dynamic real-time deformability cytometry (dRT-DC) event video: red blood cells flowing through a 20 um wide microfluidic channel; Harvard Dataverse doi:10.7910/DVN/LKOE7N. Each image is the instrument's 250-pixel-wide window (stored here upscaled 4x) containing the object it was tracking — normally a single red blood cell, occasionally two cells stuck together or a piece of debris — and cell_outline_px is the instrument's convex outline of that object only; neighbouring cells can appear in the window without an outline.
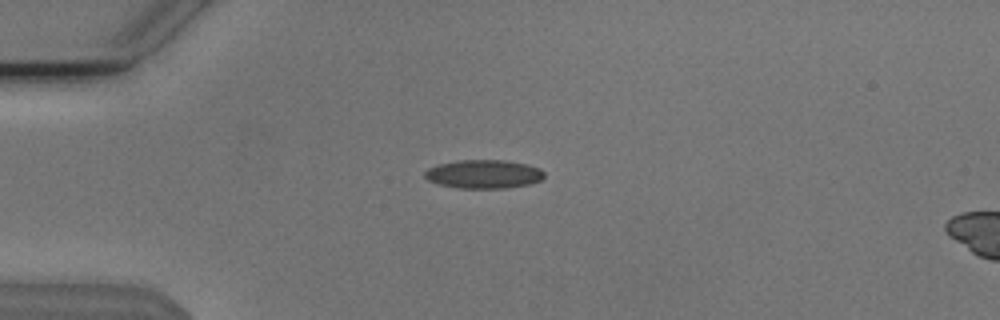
{"species": "Egyptian fruit bat (a non-hibernating species)", "species_latin": "Rousettus aegyptiacus", "temperature_condition": "cold", "stored_images_in_passage": 8, "camera_frame_rate_fps": 3000, "um_per_image_px": 0.085, "animal": {"sex": "male"}, "frame": {"image": 1, "passage_image": 4, "time_ms": 1.0, "image_size_px": [1000, 320], "cell_outline_px": [[544, 176], [540, 180], [528, 184], [504, 188], [460, 188], [440, 184], [428, 180], [424, 176], [424, 172], [428, 168], [440, 164], [456, 160], [508, 160], [528, 164], [540, 168], [544, 172]], "centroid_in_image_um": [41.12, 14.78], "position_along_channel_um": 43.9, "area_um2": 19.88}}
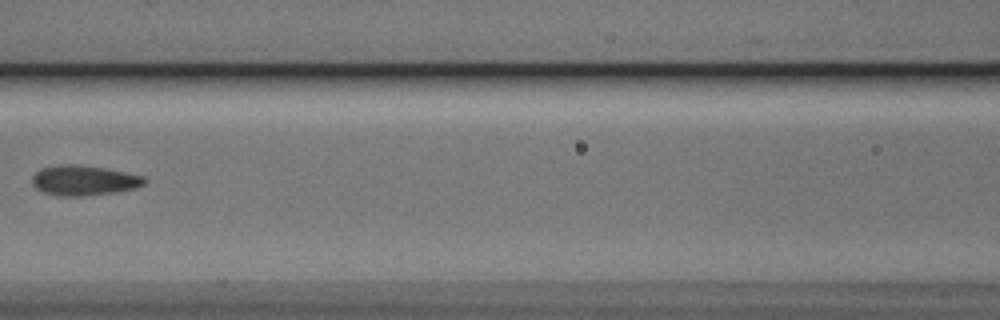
{"frame": {"image": 2, "passage_image": 7, "time_ms": 2.0, "image_size_px": [1000, 320], "cell_outline_px": [[144, 184], [136, 188], [116, 192], [84, 196], [56, 196], [40, 192], [32, 184], [32, 176], [40, 168], [60, 164], [76, 164], [104, 168], [144, 176]], "centroid_in_image_um": [7.07, 15.34], "position_along_channel_um": 159.5, "area_um2": 19.83}}
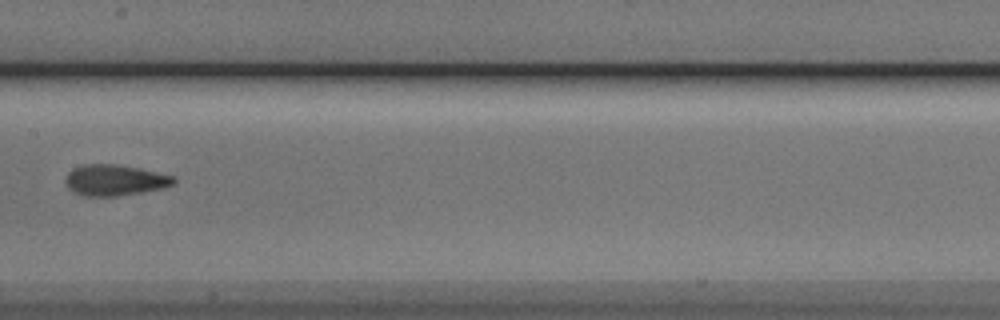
{"frame": {"image": 3, "passage_image": 8, "time_ms": 2.333, "image_size_px": [1000, 320], "cell_outline_px": [[176, 184], [164, 188], [116, 196], [84, 196], [68, 188], [64, 180], [68, 172], [72, 168], [84, 164], [116, 164], [176, 176]], "centroid_in_image_um": [9.76, 15.31], "position_along_channel_um": 197.6, "area_um2": 19.54}}